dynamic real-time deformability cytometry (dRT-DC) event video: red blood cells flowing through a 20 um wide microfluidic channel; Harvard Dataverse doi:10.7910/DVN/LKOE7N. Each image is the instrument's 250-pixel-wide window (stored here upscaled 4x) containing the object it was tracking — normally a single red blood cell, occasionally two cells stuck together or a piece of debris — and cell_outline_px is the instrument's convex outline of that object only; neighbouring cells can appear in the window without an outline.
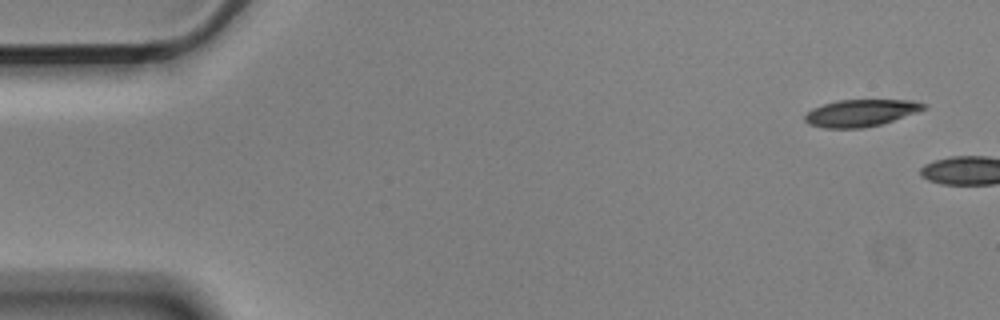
{"species": "Egyptian fruit bat (a non-hibernating species)", "species_latin": "Rousettus aegyptiacus", "temperature_condition": "cold", "stored_images_in_passage": 3, "camera_frame_rate_fps": 3000, "um_per_image_px": 0.085, "animal": {"sex": "male"}, "frame": {"image": 1, "passage_image": 1, "time_ms": 0.0, "image_size_px": [1000, 320], "cell_outline_px": [[928, 108], [880, 124], [860, 128], [824, 128], [808, 124], [804, 120], [804, 116], [812, 108], [836, 100], [912, 100], [928, 104]], "centroid_in_image_um": [73.15, 9.59], "position_along_channel_um": 11.8, "area_um2": 18.61}}